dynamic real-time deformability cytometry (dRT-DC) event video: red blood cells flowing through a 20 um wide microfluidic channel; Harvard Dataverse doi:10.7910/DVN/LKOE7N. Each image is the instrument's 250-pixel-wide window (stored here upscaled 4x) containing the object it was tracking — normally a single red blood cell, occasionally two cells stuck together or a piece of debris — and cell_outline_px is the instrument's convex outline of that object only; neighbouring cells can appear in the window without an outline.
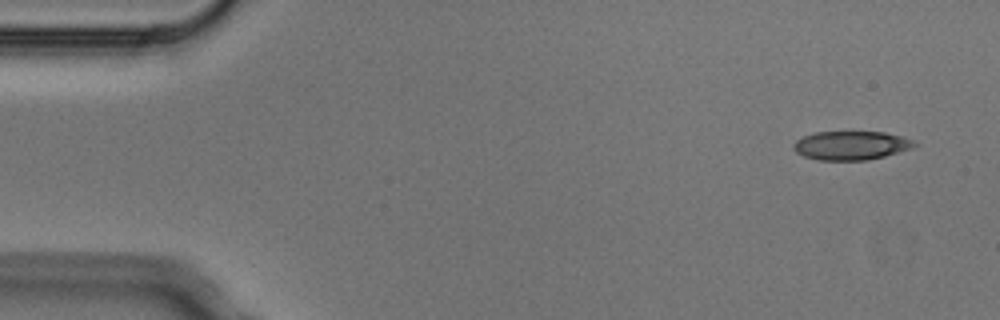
{"species": "Egyptian fruit bat (a non-hibernating species)", "species_latin": "Rousettus aegyptiacus", "temperature_condition": "cold", "stored_images_in_passage": 3, "camera_frame_rate_fps": 3000, "um_per_image_px": 0.085, "animal": {"sex": "male"}, "frame": {"image": 1, "passage_image": 1, "time_ms": 0.0, "image_size_px": [1000, 320], "cell_outline_px": [[916, 144], [912, 148], [884, 156], [864, 160], [820, 160], [804, 156], [796, 152], [792, 148], [792, 144], [796, 140], [804, 136], [816, 132], [884, 132], [904, 136], [912, 140]], "centroid_in_image_um": [72.32, 12.36], "position_along_channel_um": 12.7, "area_um2": 20.17}}